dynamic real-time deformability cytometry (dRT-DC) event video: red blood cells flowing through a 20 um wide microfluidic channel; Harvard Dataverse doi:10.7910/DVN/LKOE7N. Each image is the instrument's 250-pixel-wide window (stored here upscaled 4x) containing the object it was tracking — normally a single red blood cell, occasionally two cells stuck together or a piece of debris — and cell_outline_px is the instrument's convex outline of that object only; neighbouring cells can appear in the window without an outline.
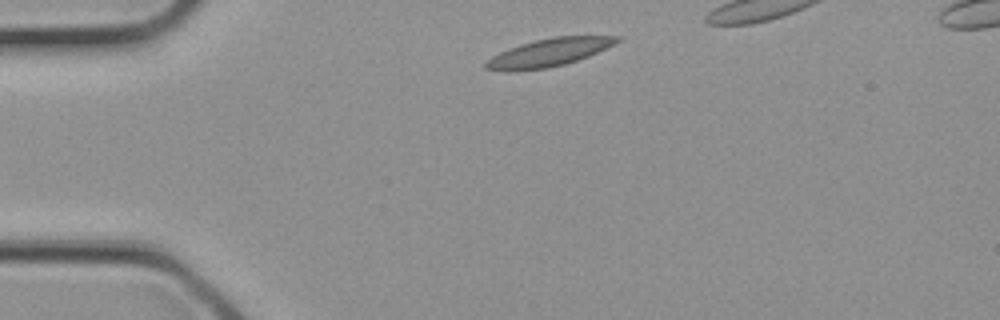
{"species": "common noctule bat (a hibernating species)", "species_latin": "Nyctalus noctula", "temperature_condition": "cold", "stored_images_in_passage": 3, "camera_frame_rate_fps": 3000, "um_per_image_px": 0.085, "animal": {"sex": "female", "body_mass_g": 21.9}, "frame": {"image": 1, "passage_image": 1, "time_ms": 0.0, "image_size_px": [1000, 320], "cell_outline_px": [[620, 40], [616, 44], [588, 56], [564, 64], [548, 68], [508, 72], [484, 68], [484, 64], [492, 56], [508, 48], [520, 44], [552, 36], [620, 36]], "centroid_in_image_um": [46.64, 4.47], "position_along_channel_um": 38.4, "area_um2": 21.33}}